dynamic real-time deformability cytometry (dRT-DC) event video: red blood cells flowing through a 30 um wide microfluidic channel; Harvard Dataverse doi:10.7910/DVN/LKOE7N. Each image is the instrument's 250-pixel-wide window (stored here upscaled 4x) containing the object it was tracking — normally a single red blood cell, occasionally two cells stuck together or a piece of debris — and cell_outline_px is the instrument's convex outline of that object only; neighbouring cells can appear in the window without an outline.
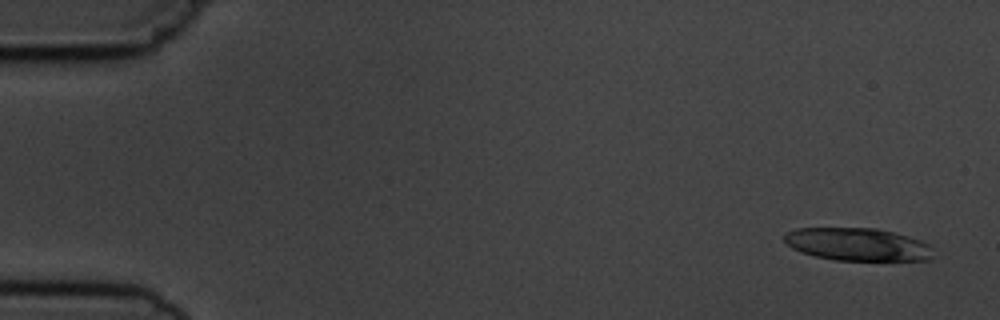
{"species": "common noctule bat (a hibernating species)", "species_latin": "Nyctalus noctula", "temperature_condition": "cold", "stored_images_in_passage": 6, "segment_of_instrument_passage": [1, 2], "camera_frame_rate_fps": 3000, "um_per_image_px": 0.085, "animal": {"sex": "male", "body_mass_g": 19.5, "forearm_length_mm": 54.6}, "frame": {"image": 1, "passage_image": 1, "time_ms": 0.0, "image_size_px": [1000, 320], "cell_outline_px": [[932, 248], [928, 260], [836, 260], [816, 256], [800, 252], [792, 248], [784, 240], [784, 232], [796, 228], [876, 228], [908, 236], [920, 240], [928, 244]], "centroid_in_image_um": [72.84, 20.76], "position_along_channel_um": 12.2, "area_um2": 28.26}}